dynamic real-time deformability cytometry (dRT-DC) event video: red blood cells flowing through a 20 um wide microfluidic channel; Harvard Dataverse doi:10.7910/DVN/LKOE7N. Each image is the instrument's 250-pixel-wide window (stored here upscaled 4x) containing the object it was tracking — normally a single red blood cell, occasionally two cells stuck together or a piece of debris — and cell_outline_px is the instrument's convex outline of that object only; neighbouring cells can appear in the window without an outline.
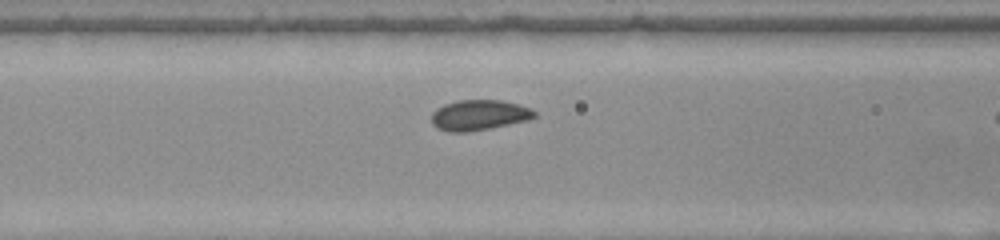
{"species": "common noctule bat (a hibernating species)", "species_latin": "Nyctalus noctula", "temperature_condition": "warm", "stored_images_in_passage": 11, "camera_frame_rate_fps": 3000, "um_per_image_px": 0.085, "animal": {"sex": "female", "body_mass_g": 22.0, "forearm_length_mm": 56.7}, "frame": {"image": 1, "passage_image": 10, "time_ms": 3.0, "image_size_px": [1000, 240], "cell_outline_px": [[536, 116], [528, 120], [468, 132], [448, 132], [436, 128], [432, 124], [432, 112], [436, 108], [444, 104], [456, 100], [500, 100], [516, 104], [528, 108], [536, 112]], "centroid_in_image_um": [40.66, 9.78], "position_along_channel_um": 125.9, "area_um2": 18.15}}